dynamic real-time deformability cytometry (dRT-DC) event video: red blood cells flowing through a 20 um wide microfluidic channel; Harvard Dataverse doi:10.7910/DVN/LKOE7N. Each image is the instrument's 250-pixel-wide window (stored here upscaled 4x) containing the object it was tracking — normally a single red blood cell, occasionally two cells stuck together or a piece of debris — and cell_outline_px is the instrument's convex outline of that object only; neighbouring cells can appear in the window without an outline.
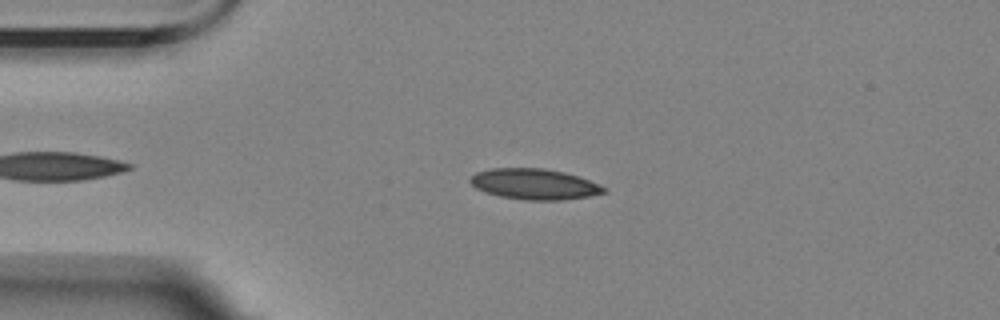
{"species": "Egyptian fruit bat (a non-hibernating species)", "species_latin": "Rousettus aegyptiacus", "temperature_condition": "room temperature", "stored_images_in_passage": 1, "camera_frame_rate_fps": 3000, "um_per_image_px": 0.085, "animal": {"sex": "female"}, "frame": {"image": 1, "passage_image": 1, "time_ms": 0.0, "image_size_px": [1000, 320], "cell_outline_px": [[608, 192], [588, 196], [560, 200], [528, 200], [500, 196], [476, 188], [468, 180], [476, 172], [492, 168], [544, 168], [564, 172], [588, 180], [608, 188]], "centroid_in_image_um": [45.44, 15.64], "position_along_channel_um": 39.6, "area_um2": 23.7}}